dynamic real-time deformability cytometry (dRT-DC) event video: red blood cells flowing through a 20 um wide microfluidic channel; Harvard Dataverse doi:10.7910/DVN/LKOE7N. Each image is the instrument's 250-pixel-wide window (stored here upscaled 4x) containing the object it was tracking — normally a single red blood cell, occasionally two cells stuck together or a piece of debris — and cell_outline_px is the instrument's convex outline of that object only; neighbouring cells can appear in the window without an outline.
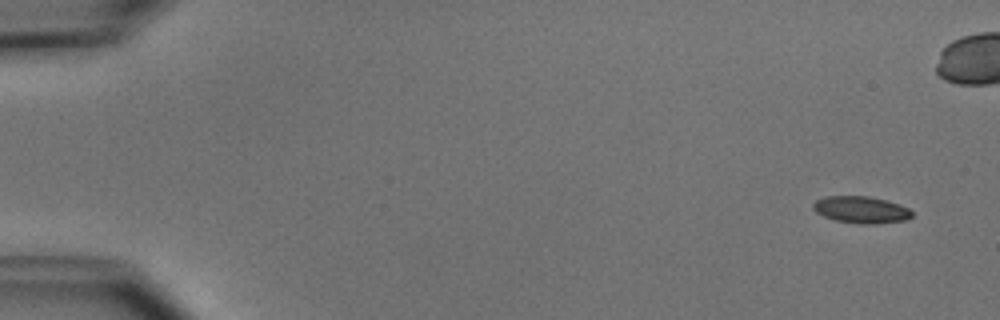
{"species": "common noctule bat (a hibernating species)", "species_latin": "Nyctalus noctula", "temperature_condition": "cold", "stored_images_in_passage": 5, "camera_frame_rate_fps": 3000, "um_per_image_px": 0.085, "animal": {"sex": "male", "body_mass_g": 15.6}, "frame": {"image": 1, "passage_image": 1, "time_ms": 0.0, "image_size_px": [1000, 320], "cell_outline_px": [[912, 216], [904, 220], [876, 224], [860, 224], [836, 220], [824, 216], [816, 212], [812, 208], [812, 204], [816, 200], [824, 196], [868, 196], [900, 204], [908, 208], [912, 212]], "centroid_in_image_um": [73.17, 17.82], "position_along_channel_um": 11.8, "area_um2": 15.43}}